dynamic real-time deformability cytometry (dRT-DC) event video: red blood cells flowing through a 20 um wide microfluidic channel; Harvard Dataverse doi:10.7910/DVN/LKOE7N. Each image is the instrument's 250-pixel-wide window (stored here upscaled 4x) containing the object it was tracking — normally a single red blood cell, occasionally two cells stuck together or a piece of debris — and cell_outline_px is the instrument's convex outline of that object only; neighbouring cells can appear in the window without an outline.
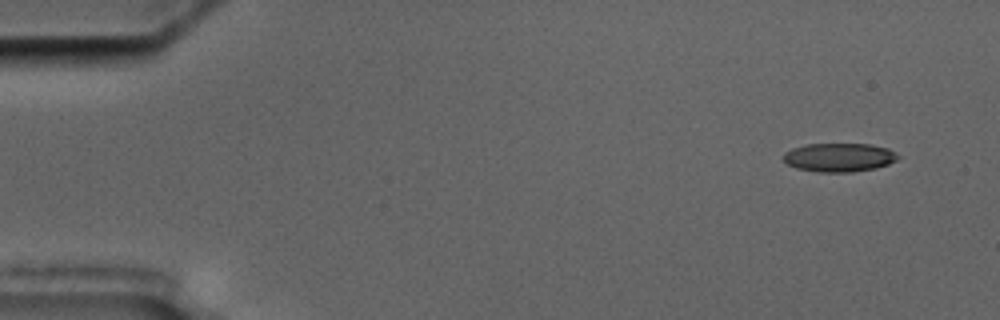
{"species": "common noctule bat (a hibernating species)", "species_latin": "Nyctalus noctula", "temperature_condition": "cold", "stored_images_in_passage": 2, "camera_frame_rate_fps": 3000, "um_per_image_px": 0.085, "animal": {"sex": "male", "body_mass_g": 17.5, "forearm_length_mm": 52.3}, "frame": {"image": 1, "passage_image": 1, "time_ms": 0.0, "image_size_px": [1000, 320], "cell_outline_px": [[900, 156], [896, 160], [888, 164], [876, 168], [852, 172], [820, 172], [796, 168], [788, 164], [784, 160], [784, 152], [792, 148], [808, 144], [868, 144], [888, 148], [896, 152]], "centroid_in_image_um": [71.34, 13.38], "position_along_channel_um": 13.7, "area_um2": 19.13}}